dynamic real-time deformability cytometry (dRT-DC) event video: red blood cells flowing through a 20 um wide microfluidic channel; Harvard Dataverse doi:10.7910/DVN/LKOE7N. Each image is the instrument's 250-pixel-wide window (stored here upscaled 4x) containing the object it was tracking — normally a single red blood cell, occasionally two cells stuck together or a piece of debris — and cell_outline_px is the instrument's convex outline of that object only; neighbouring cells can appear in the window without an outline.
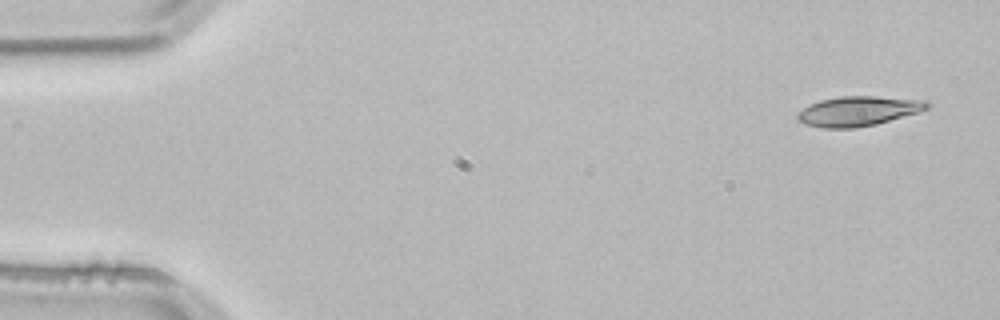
{"species": "common noctule bat (a hibernating species)", "species_latin": "Nyctalus noctula", "temperature_condition": "room temperature", "stored_images_in_passage": 4, "segment_of_instrument_passage": [1, 2], "camera_frame_rate_fps": 3000, "um_per_image_px": 0.085, "animal": {"sex": "male", "body_mass_g": 21.5, "forearm_length_mm": 52.0}, "frame": {"image": 1, "passage_image": 1, "time_ms": 0.0, "image_size_px": [1000, 320], "cell_outline_px": [[932, 104], [928, 108], [920, 112], [876, 124], [856, 128], [824, 128], [804, 124], [796, 120], [796, 112], [820, 100], [840, 96], [876, 96], [928, 100]], "centroid_in_image_um": [72.97, 9.44], "position_along_channel_um": 12.0, "area_um2": 22.72}}